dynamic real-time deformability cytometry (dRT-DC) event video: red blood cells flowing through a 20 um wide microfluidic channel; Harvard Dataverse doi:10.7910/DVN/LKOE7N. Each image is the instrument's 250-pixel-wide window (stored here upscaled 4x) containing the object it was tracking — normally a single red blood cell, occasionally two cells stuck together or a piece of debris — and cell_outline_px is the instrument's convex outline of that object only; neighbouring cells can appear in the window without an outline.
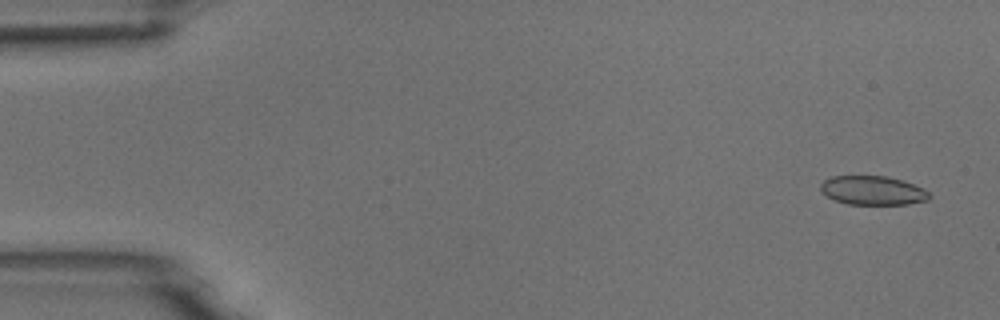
{"species": "common noctule bat (a hibernating species)", "species_latin": "Nyctalus noctula", "temperature_condition": "room temperature", "stored_images_in_passage": 8, "camera_frame_rate_fps": 3000, "um_per_image_px": 0.085, "animal": {"sex": "male", "body_mass_g": 18.8}, "frame": {"image": 1, "passage_image": 1, "time_ms": 0.0, "image_size_px": [1000, 320], "cell_outline_px": [[932, 196], [928, 200], [908, 204], [848, 204], [836, 200], [820, 192], [820, 184], [824, 180], [832, 176], [888, 176], [912, 184], [928, 192]], "centroid_in_image_um": [74.15, 16.19], "position_along_channel_um": 10.8, "area_um2": 18.21}}
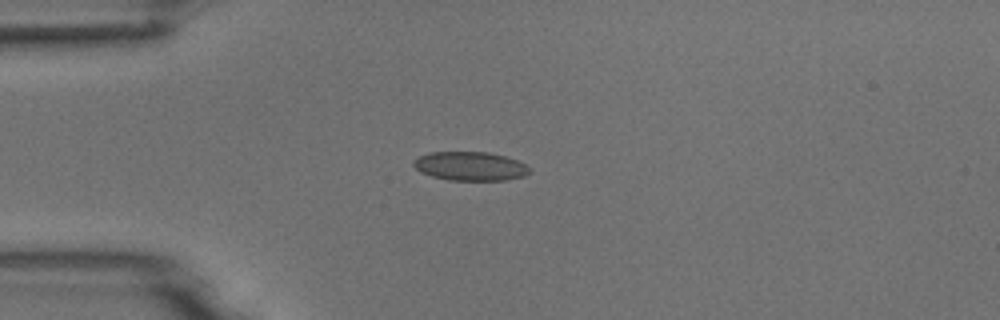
{"frame": {"image": 2, "passage_image": 4, "time_ms": 3.667, "image_size_px": [1000, 320], "cell_outline_px": [[532, 172], [524, 176], [504, 180], [448, 180], [432, 176], [420, 172], [412, 164], [412, 160], [428, 152], [488, 152], [504, 156], [516, 160], [524, 164]], "centroid_in_image_um": [39.94, 14.12], "position_along_channel_um": 45.1, "area_um2": 19.48}}